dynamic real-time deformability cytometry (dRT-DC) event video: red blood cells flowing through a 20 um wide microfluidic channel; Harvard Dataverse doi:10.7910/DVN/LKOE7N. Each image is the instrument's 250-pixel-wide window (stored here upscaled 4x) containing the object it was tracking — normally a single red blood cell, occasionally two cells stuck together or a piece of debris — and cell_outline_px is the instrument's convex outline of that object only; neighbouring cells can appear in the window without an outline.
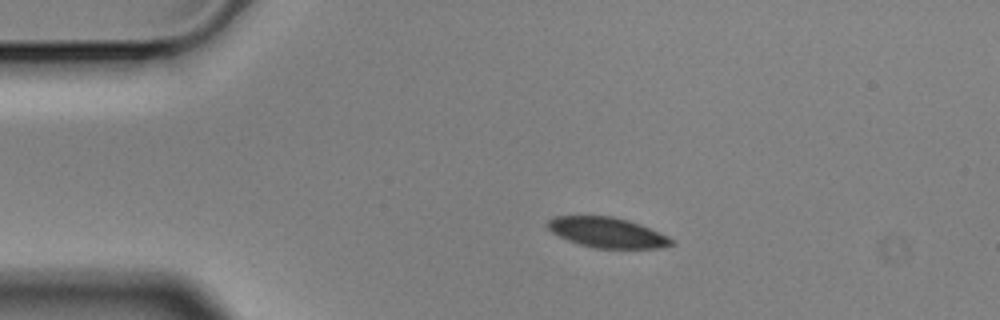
{"species": "Egyptian fruit bat (a non-hibernating species)", "species_latin": "Rousettus aegyptiacus", "temperature_condition": "cold", "stored_images_in_passage": 9, "camera_frame_rate_fps": 3000, "um_per_image_px": 0.085, "animal": {"sex": "male"}, "frame": {"image": 1, "passage_image": 2, "time_ms": 0.333, "image_size_px": [1000, 320], "cell_outline_px": [[676, 244], [660, 248], [596, 248], [580, 244], [568, 240], [552, 232], [548, 228], [548, 220], [552, 216], [612, 216], [628, 220], [640, 224], [668, 236]], "centroid_in_image_um": [51.63, 19.76], "position_along_channel_um": 33.4, "area_um2": 21.68}}
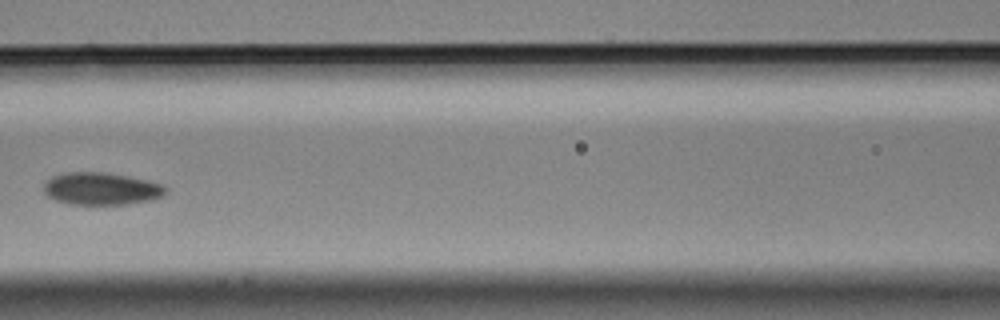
{"frame": {"image": 2, "passage_image": 6, "time_ms": 1.667, "image_size_px": [1000, 320], "cell_outline_px": [[168, 192], [160, 196], [148, 200], [128, 204], [68, 204], [56, 200], [48, 196], [44, 192], [44, 184], [52, 176], [64, 172], [104, 172], [128, 176], [160, 184], [168, 188]], "centroid_in_image_um": [8.58, 16.03], "position_along_channel_um": 158.0, "area_um2": 22.83}}
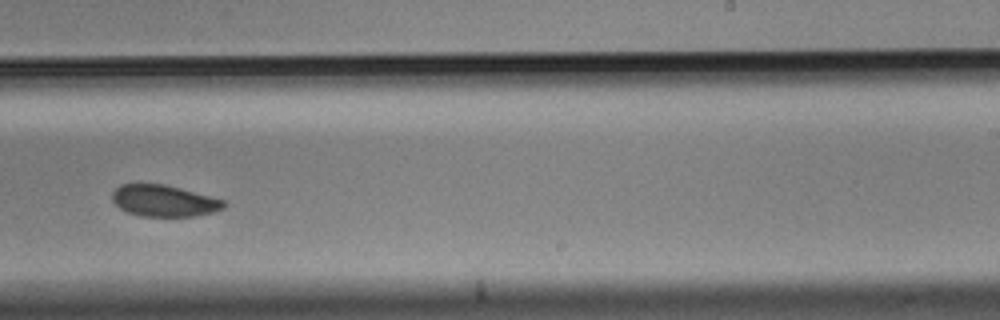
{"frame": {"image": 3, "passage_image": 9, "time_ms": 2.667, "image_size_px": [1000, 320], "cell_outline_px": [[228, 204], [224, 208], [212, 212], [196, 216], [140, 216], [128, 212], [120, 208], [112, 200], [112, 192], [120, 184], [164, 184], [228, 200]], "centroid_in_image_um": [13.99, 17.06], "position_along_channel_um": 275.0, "area_um2": 20.63}}